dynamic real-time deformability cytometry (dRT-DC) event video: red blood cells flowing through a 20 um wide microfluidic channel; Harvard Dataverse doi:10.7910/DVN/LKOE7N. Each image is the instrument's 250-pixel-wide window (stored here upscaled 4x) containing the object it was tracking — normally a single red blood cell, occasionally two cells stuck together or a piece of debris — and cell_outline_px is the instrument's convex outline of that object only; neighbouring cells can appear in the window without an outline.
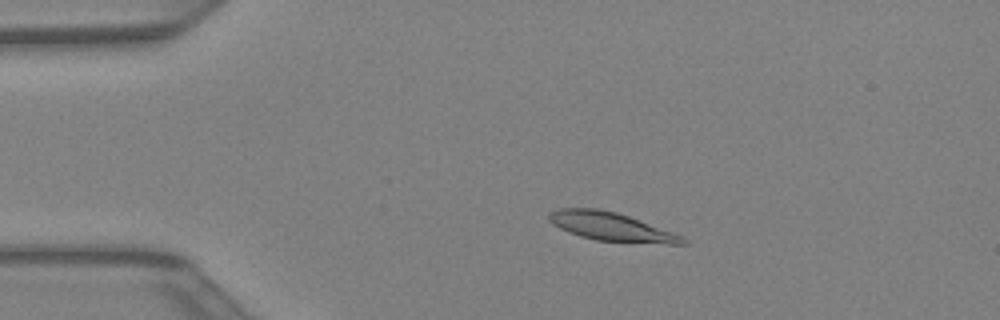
{"species": "Egyptian fruit bat (a non-hibernating species)", "species_latin": "Rousettus aegyptiacus", "temperature_condition": "warm", "stored_images_in_passage": 39, "camera_frame_rate_fps": 3000, "um_per_image_px": 0.085, "animal": {"sex": "female"}, "frame": {"image": 1, "passage_image": 5, "time_ms": 1.333, "image_size_px": [1000, 320], "cell_outline_px": [[688, 244], [668, 244], [596, 240], [580, 236], [568, 232], [552, 224], [548, 220], [548, 212], [560, 208], [596, 208], [616, 212], [628, 216], [672, 232], [688, 240]], "centroid_in_image_um": [51.9, 19.26], "position_along_channel_um": 33.1, "area_um2": 22.02}}
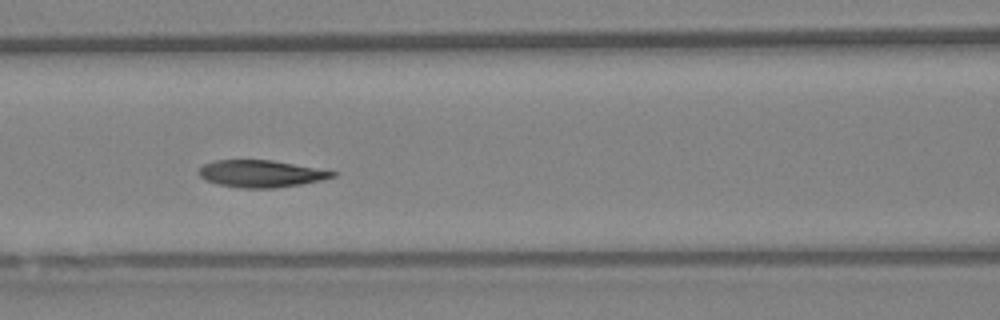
{"frame": {"image": 2, "passage_image": 15, "time_ms": 4.667, "image_size_px": [1000, 320], "cell_outline_px": [[336, 176], [320, 180], [300, 184], [276, 188], [240, 188], [220, 184], [204, 180], [196, 172], [204, 164], [216, 160], [272, 160], [336, 172]], "centroid_in_image_um": [22.13, 14.76], "position_along_channel_um": 144.5, "area_um2": 20.87}}
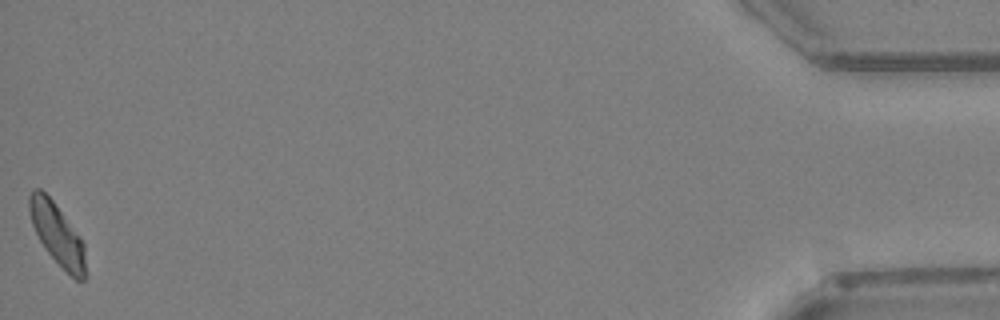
{"frame": {"image": 3, "passage_image": 39, "time_ms": 12.667, "image_size_px": [1000, 320], "cell_outline_px": [[88, 276], [84, 280], [76, 280], [44, 248], [32, 224], [28, 208], [28, 196], [32, 188], [40, 188], [52, 200], [80, 236], [84, 244]], "centroid_in_image_um": [4.88, 19.91], "position_along_channel_um": 430.3, "area_um2": 20.17}}